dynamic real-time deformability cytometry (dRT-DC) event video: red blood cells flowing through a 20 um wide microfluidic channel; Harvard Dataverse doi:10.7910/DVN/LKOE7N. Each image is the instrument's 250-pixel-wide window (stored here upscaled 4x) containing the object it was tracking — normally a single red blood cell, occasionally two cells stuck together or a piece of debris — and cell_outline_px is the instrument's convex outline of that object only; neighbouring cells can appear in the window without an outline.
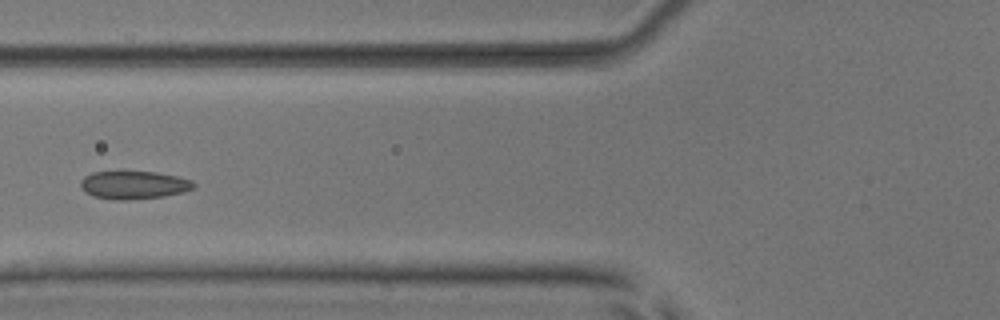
{"species": "common noctule bat (a hibernating species)", "species_latin": "Nyctalus noctula", "temperature_condition": "room temperature", "stored_images_in_passage": 8, "camera_frame_rate_fps": 3000, "um_per_image_px": 0.085, "animal": {"sex": "male", "body_mass_g": 17.9, "forearm_length_mm": 54.2}, "frame": {"image": 1, "passage_image": 7, "time_ms": 7.0, "image_size_px": [1000, 320], "cell_outline_px": [[196, 188], [184, 192], [164, 196], [128, 200], [116, 200], [92, 196], [84, 192], [80, 188], [80, 180], [84, 176], [92, 172], [156, 172], [176, 176], [192, 180], [196, 184]], "centroid_in_image_um": [11.37, 15.73], "position_along_channel_um": 114.4, "area_um2": 18.67}}
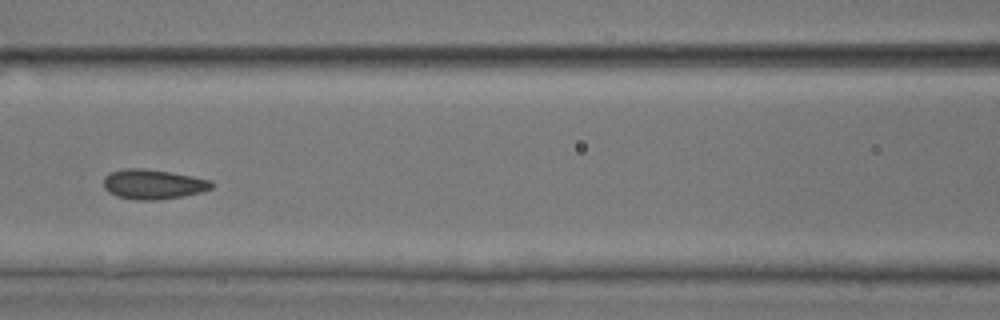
{"frame": {"image": 2, "passage_image": 8, "time_ms": 8.0, "image_size_px": [1000, 320], "cell_outline_px": [[212, 188], [200, 192], [184, 196], [156, 200], [136, 200], [116, 196], [108, 192], [104, 188], [104, 176], [112, 172], [124, 168], [140, 168], [168, 172], [192, 176], [212, 180]], "centroid_in_image_um": [12.99, 15.67], "position_along_channel_um": 153.6, "area_um2": 18.67}}